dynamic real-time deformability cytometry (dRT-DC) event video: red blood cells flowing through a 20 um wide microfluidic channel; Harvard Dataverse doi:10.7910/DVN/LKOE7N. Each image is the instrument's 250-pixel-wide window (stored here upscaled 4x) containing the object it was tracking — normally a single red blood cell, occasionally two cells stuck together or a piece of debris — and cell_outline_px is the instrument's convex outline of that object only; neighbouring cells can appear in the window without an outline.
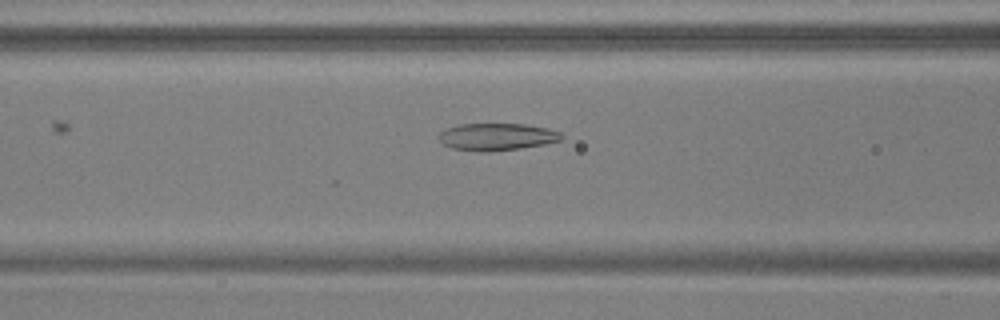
{"species": "common noctule bat (a hibernating species)", "species_latin": "Nyctalus noctula", "temperature_condition": "warm", "stored_images_in_passage": 38, "camera_frame_rate_fps": 3000, "um_per_image_px": 0.085, "animal": {"sex": "male", "body_mass_g": 17.9, "forearm_length_mm": 54.2}, "frame": {"image": 1, "passage_image": 6, "time_ms": 1.667, "image_size_px": [1000, 320], "cell_outline_px": [[564, 136], [560, 140], [544, 144], [520, 148], [488, 152], [480, 152], [452, 148], [444, 144], [436, 136], [440, 132], [448, 128], [460, 124], [524, 124], [548, 128], [560, 132]], "centroid_in_image_um": [42.22, 11.63], "position_along_channel_um": 124.4, "area_um2": 19.42}}
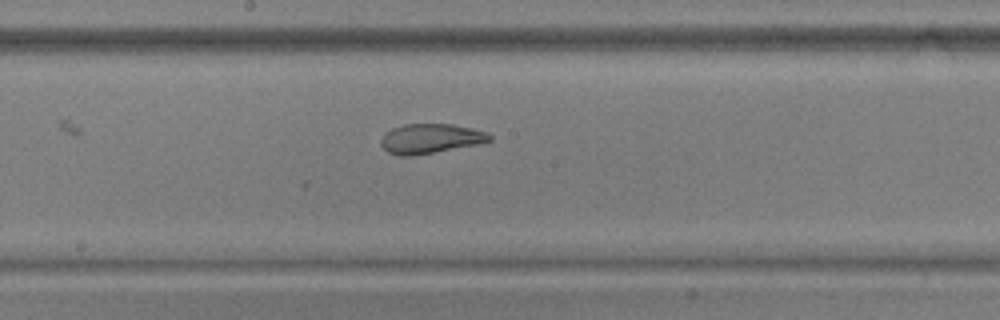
{"frame": {"image": 2, "passage_image": 13, "time_ms": 4.0, "image_size_px": [1000, 320], "cell_outline_px": [[492, 140], [476, 144], [412, 156], [400, 156], [388, 152], [380, 144], [380, 140], [384, 132], [392, 128], [404, 124], [452, 124], [472, 128], [488, 132], [492, 136]], "centroid_in_image_um": [36.56, 11.77], "position_along_channel_um": 211.6, "area_um2": 18.73}}
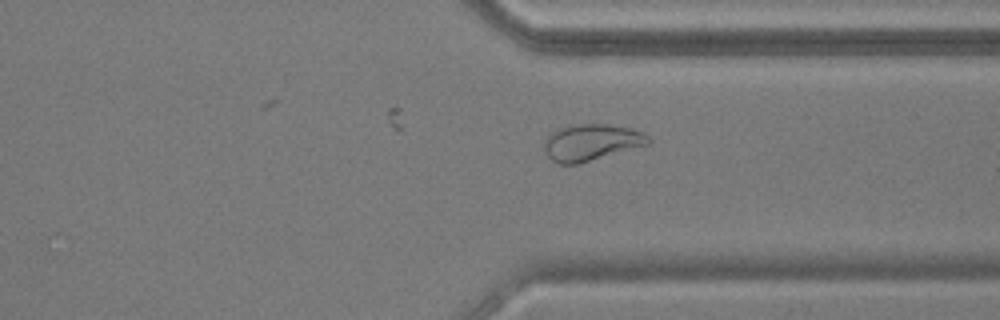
{"frame": {"image": 3, "passage_image": 25, "time_ms": 8.0, "image_size_px": [1000, 320], "cell_outline_px": [[652, 140], [648, 144], [580, 164], [560, 164], [552, 160], [548, 156], [544, 148], [544, 140], [548, 132], [556, 128], [576, 124], [608, 124], [632, 128], [644, 132]], "centroid_in_image_um": [50.24, 12.09], "position_along_channel_um": 361.2, "area_um2": 22.48}, "authors_computed_cell_mechanics": {"area_um2": 19.1029, "velocity_mm_per_s": 3.7355, "shape_relaxation_time_tau1_ms": 9.3864, "shape_relaxation_time_tau2_ms": 0.9656, "deformation_change_tau1": 0.2777, "deformation_change_tau2": 0.0728}}